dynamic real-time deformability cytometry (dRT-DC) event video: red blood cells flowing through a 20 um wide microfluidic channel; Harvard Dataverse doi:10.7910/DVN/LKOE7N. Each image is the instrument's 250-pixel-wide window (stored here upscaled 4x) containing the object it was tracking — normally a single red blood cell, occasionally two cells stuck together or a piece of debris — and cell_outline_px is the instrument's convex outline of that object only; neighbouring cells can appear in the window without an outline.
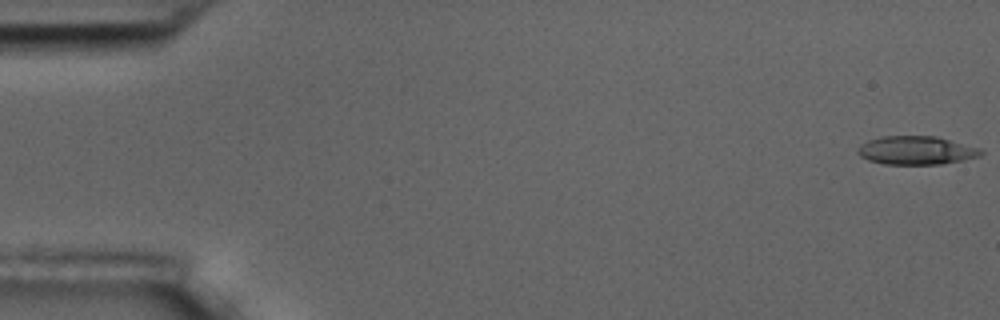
{"species": "common noctule bat (a hibernating species)", "species_latin": "Nyctalus noctula", "temperature_condition": "room temperature", "stored_images_in_passage": 13, "camera_frame_rate_fps": 3000, "um_per_image_px": 0.085, "animal": {"sex": "male", "body_mass_g": 17.5, "forearm_length_mm": 52.3}, "frame": {"image": 1, "passage_image": 1, "time_ms": 0.0, "image_size_px": [1000, 320], "cell_outline_px": [[984, 152], [980, 156], [964, 160], [940, 164], [884, 164], [868, 160], [860, 156], [856, 152], [856, 148], [860, 144], [868, 140], [880, 136], [936, 136], [980, 148]], "centroid_in_image_um": [77.85, 12.78], "position_along_channel_um": 7.1, "area_um2": 20.58}}